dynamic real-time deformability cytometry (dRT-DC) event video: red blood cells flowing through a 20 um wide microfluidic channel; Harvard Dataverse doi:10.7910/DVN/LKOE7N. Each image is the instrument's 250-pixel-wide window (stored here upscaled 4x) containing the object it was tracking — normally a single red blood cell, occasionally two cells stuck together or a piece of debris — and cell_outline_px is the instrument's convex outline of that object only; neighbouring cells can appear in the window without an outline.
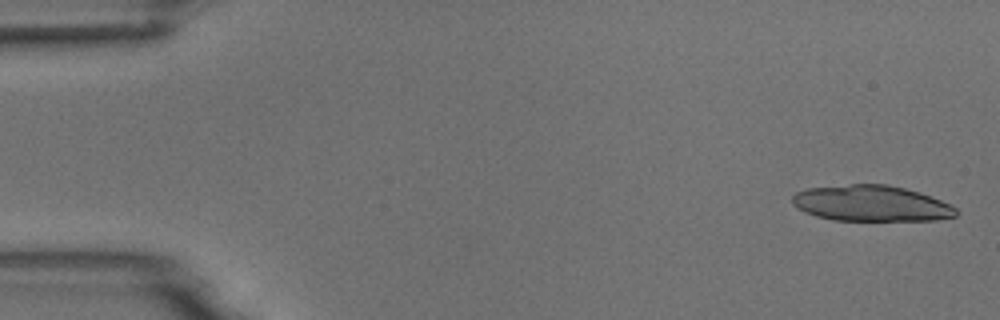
{"species": "common noctule bat (a hibernating species)", "species_latin": "Nyctalus noctula", "temperature_condition": "room temperature", "stored_images_in_passage": 4, "camera_frame_rate_fps": 3000, "um_per_image_px": 0.085, "animal": {"sex": "male", "body_mass_g": 18.8}, "frame": {"image": 1, "passage_image": 1, "time_ms": 0.0, "image_size_px": [1000, 320], "cell_outline_px": [[960, 212], [956, 216], [936, 220], [832, 220], [816, 216], [804, 212], [796, 208], [792, 204], [792, 196], [796, 192], [808, 188], [848, 184], [888, 184], [920, 192], [940, 200], [956, 208]], "centroid_in_image_um": [74.03, 17.29], "position_along_channel_um": 11.0, "area_um2": 34.39}}